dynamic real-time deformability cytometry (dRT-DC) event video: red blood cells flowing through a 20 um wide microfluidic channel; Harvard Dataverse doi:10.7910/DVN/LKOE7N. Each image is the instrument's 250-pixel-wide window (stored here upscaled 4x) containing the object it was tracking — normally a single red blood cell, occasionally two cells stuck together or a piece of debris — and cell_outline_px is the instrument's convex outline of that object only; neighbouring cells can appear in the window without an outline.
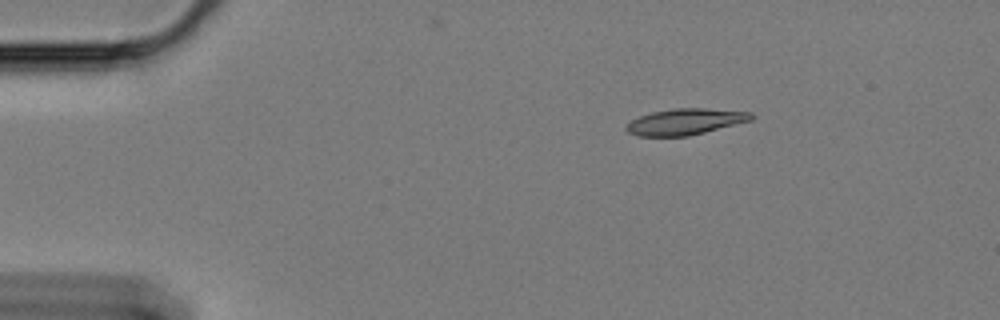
{"species": "Egyptian fruit bat (a non-hibernating species)", "species_latin": "Rousettus aegyptiacus", "temperature_condition": "cold", "stored_images_in_passage": 52, "camera_frame_rate_fps": 3000, "um_per_image_px": 0.085, "animal": {"sex": "female"}, "frame": {"image": 1, "passage_image": 1, "time_ms": 0.0, "image_size_px": [1000, 320], "cell_outline_px": [[756, 116], [752, 120], [688, 136], [640, 136], [628, 132], [624, 128], [632, 120], [640, 116], [652, 112], [676, 108], [704, 108], [752, 112]], "centroid_in_image_um": [58.28, 10.34], "position_along_channel_um": 26.7, "area_um2": 18.9}}
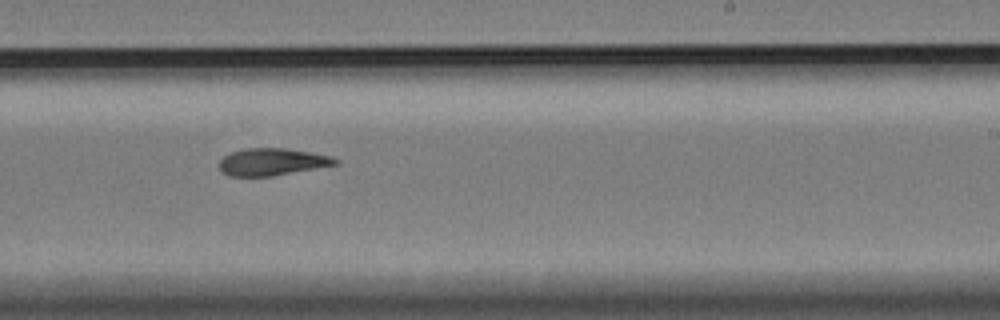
{"frame": {"image": 2, "passage_image": 28, "time_ms": 9.0, "image_size_px": [1000, 320], "cell_outline_px": [[340, 164], [272, 176], [228, 176], [220, 168], [220, 160], [228, 152], [248, 148], [288, 148], [312, 152], [332, 156], [340, 160]], "centroid_in_image_um": [23.18, 13.75], "position_along_channel_um": 265.8, "area_um2": 18.55}}
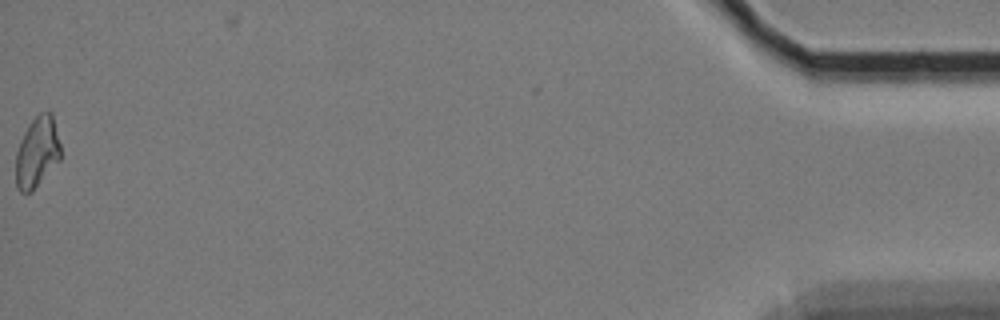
{"frame": {"image": 3, "passage_image": 51, "time_ms": 16.667, "image_size_px": [1000, 320], "cell_outline_px": [[60, 160], [32, 192], [20, 192], [16, 188], [16, 152], [20, 140], [28, 124], [40, 112], [52, 112], [60, 144]], "centroid_in_image_um": [3.15, 12.94], "position_along_channel_um": 432.1, "area_um2": 18.55}, "authors_computed_cell_mechanics": {"area_um2": 18.9584, "velocity_mm_per_s": 3.386, "shape_relaxation_time_tau1_ms": null, "shape_relaxation_time_tau2_ms": 8.4036, "deformation_change_tau1": null, "deformation_change_tau2": 0.1597}}